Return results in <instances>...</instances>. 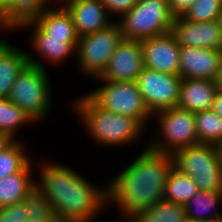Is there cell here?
Masks as SVG:
<instances>
[{
    "instance_id": "1",
    "label": "cell",
    "mask_w": 222,
    "mask_h": 222,
    "mask_svg": "<svg viewBox=\"0 0 222 222\" xmlns=\"http://www.w3.org/2000/svg\"><path fill=\"white\" fill-rule=\"evenodd\" d=\"M173 167L172 154L147 147L111 181L107 188V202L115 201L125 218L131 220L141 210L164 200L167 178Z\"/></svg>"
},
{
    "instance_id": "2",
    "label": "cell",
    "mask_w": 222,
    "mask_h": 222,
    "mask_svg": "<svg viewBox=\"0 0 222 222\" xmlns=\"http://www.w3.org/2000/svg\"><path fill=\"white\" fill-rule=\"evenodd\" d=\"M47 164V165H46ZM44 163L36 188L50 201L60 222H90L107 201V188L96 189L66 166Z\"/></svg>"
},
{
    "instance_id": "3",
    "label": "cell",
    "mask_w": 222,
    "mask_h": 222,
    "mask_svg": "<svg viewBox=\"0 0 222 222\" xmlns=\"http://www.w3.org/2000/svg\"><path fill=\"white\" fill-rule=\"evenodd\" d=\"M75 104L91 136L101 144L123 145L137 138L142 131L143 125L137 119L106 111L88 95Z\"/></svg>"
},
{
    "instance_id": "4",
    "label": "cell",
    "mask_w": 222,
    "mask_h": 222,
    "mask_svg": "<svg viewBox=\"0 0 222 222\" xmlns=\"http://www.w3.org/2000/svg\"><path fill=\"white\" fill-rule=\"evenodd\" d=\"M174 168L190 176L199 190L222 191V156L219 146L196 144L173 154Z\"/></svg>"
},
{
    "instance_id": "5",
    "label": "cell",
    "mask_w": 222,
    "mask_h": 222,
    "mask_svg": "<svg viewBox=\"0 0 222 222\" xmlns=\"http://www.w3.org/2000/svg\"><path fill=\"white\" fill-rule=\"evenodd\" d=\"M121 19L124 39L140 41L171 32L174 16L168 0H139Z\"/></svg>"
},
{
    "instance_id": "6",
    "label": "cell",
    "mask_w": 222,
    "mask_h": 222,
    "mask_svg": "<svg viewBox=\"0 0 222 222\" xmlns=\"http://www.w3.org/2000/svg\"><path fill=\"white\" fill-rule=\"evenodd\" d=\"M28 59L29 64L15 80L8 99L35 121L50 110V86L44 66L29 54Z\"/></svg>"
},
{
    "instance_id": "7",
    "label": "cell",
    "mask_w": 222,
    "mask_h": 222,
    "mask_svg": "<svg viewBox=\"0 0 222 222\" xmlns=\"http://www.w3.org/2000/svg\"><path fill=\"white\" fill-rule=\"evenodd\" d=\"M106 81L94 92L87 94L102 109L137 119L142 125L153 115L133 81ZM151 116V117H150Z\"/></svg>"
},
{
    "instance_id": "8",
    "label": "cell",
    "mask_w": 222,
    "mask_h": 222,
    "mask_svg": "<svg viewBox=\"0 0 222 222\" xmlns=\"http://www.w3.org/2000/svg\"><path fill=\"white\" fill-rule=\"evenodd\" d=\"M123 39L117 21L98 32L79 37L76 51L82 71L99 77Z\"/></svg>"
},
{
    "instance_id": "9",
    "label": "cell",
    "mask_w": 222,
    "mask_h": 222,
    "mask_svg": "<svg viewBox=\"0 0 222 222\" xmlns=\"http://www.w3.org/2000/svg\"><path fill=\"white\" fill-rule=\"evenodd\" d=\"M155 115H157L162 127L165 141L153 142L150 144L151 146H148L151 150L173 154L181 148L198 144L195 113L179 107H172L157 112Z\"/></svg>"
},
{
    "instance_id": "10",
    "label": "cell",
    "mask_w": 222,
    "mask_h": 222,
    "mask_svg": "<svg viewBox=\"0 0 222 222\" xmlns=\"http://www.w3.org/2000/svg\"><path fill=\"white\" fill-rule=\"evenodd\" d=\"M181 80L180 75L162 73L144 67L136 84L152 115L165 109L177 107Z\"/></svg>"
},
{
    "instance_id": "11",
    "label": "cell",
    "mask_w": 222,
    "mask_h": 222,
    "mask_svg": "<svg viewBox=\"0 0 222 222\" xmlns=\"http://www.w3.org/2000/svg\"><path fill=\"white\" fill-rule=\"evenodd\" d=\"M171 33L180 46L222 50L221 20L193 22L174 17Z\"/></svg>"
},
{
    "instance_id": "12",
    "label": "cell",
    "mask_w": 222,
    "mask_h": 222,
    "mask_svg": "<svg viewBox=\"0 0 222 222\" xmlns=\"http://www.w3.org/2000/svg\"><path fill=\"white\" fill-rule=\"evenodd\" d=\"M144 67L162 73L179 75L180 45L169 32L140 40Z\"/></svg>"
},
{
    "instance_id": "13",
    "label": "cell",
    "mask_w": 222,
    "mask_h": 222,
    "mask_svg": "<svg viewBox=\"0 0 222 222\" xmlns=\"http://www.w3.org/2000/svg\"><path fill=\"white\" fill-rule=\"evenodd\" d=\"M143 69L144 61L140 41L123 39L98 78L136 82Z\"/></svg>"
},
{
    "instance_id": "14",
    "label": "cell",
    "mask_w": 222,
    "mask_h": 222,
    "mask_svg": "<svg viewBox=\"0 0 222 222\" xmlns=\"http://www.w3.org/2000/svg\"><path fill=\"white\" fill-rule=\"evenodd\" d=\"M181 78L214 81L222 62V50L180 46Z\"/></svg>"
},
{
    "instance_id": "15",
    "label": "cell",
    "mask_w": 222,
    "mask_h": 222,
    "mask_svg": "<svg viewBox=\"0 0 222 222\" xmlns=\"http://www.w3.org/2000/svg\"><path fill=\"white\" fill-rule=\"evenodd\" d=\"M64 7L71 14L79 37L98 32L112 24L101 0H73Z\"/></svg>"
},
{
    "instance_id": "16",
    "label": "cell",
    "mask_w": 222,
    "mask_h": 222,
    "mask_svg": "<svg viewBox=\"0 0 222 222\" xmlns=\"http://www.w3.org/2000/svg\"><path fill=\"white\" fill-rule=\"evenodd\" d=\"M217 91L215 81L182 78L177 107L192 113L210 110Z\"/></svg>"
},
{
    "instance_id": "17",
    "label": "cell",
    "mask_w": 222,
    "mask_h": 222,
    "mask_svg": "<svg viewBox=\"0 0 222 222\" xmlns=\"http://www.w3.org/2000/svg\"><path fill=\"white\" fill-rule=\"evenodd\" d=\"M51 0H0V27L15 28L35 21ZM3 26V27H2Z\"/></svg>"
},
{
    "instance_id": "18",
    "label": "cell",
    "mask_w": 222,
    "mask_h": 222,
    "mask_svg": "<svg viewBox=\"0 0 222 222\" xmlns=\"http://www.w3.org/2000/svg\"><path fill=\"white\" fill-rule=\"evenodd\" d=\"M28 64L27 53L0 39V98H8L15 80Z\"/></svg>"
},
{
    "instance_id": "19",
    "label": "cell",
    "mask_w": 222,
    "mask_h": 222,
    "mask_svg": "<svg viewBox=\"0 0 222 222\" xmlns=\"http://www.w3.org/2000/svg\"><path fill=\"white\" fill-rule=\"evenodd\" d=\"M35 26L33 36V48L41 53L50 62L57 63L63 61L71 52H75L79 38H57L50 37L34 21L23 24L22 26Z\"/></svg>"
},
{
    "instance_id": "20",
    "label": "cell",
    "mask_w": 222,
    "mask_h": 222,
    "mask_svg": "<svg viewBox=\"0 0 222 222\" xmlns=\"http://www.w3.org/2000/svg\"><path fill=\"white\" fill-rule=\"evenodd\" d=\"M30 166L29 163L22 171L0 180V208L22 202L36 188L30 177Z\"/></svg>"
},
{
    "instance_id": "21",
    "label": "cell",
    "mask_w": 222,
    "mask_h": 222,
    "mask_svg": "<svg viewBox=\"0 0 222 222\" xmlns=\"http://www.w3.org/2000/svg\"><path fill=\"white\" fill-rule=\"evenodd\" d=\"M34 22L50 37L79 38L72 16L65 7L46 9Z\"/></svg>"
},
{
    "instance_id": "22",
    "label": "cell",
    "mask_w": 222,
    "mask_h": 222,
    "mask_svg": "<svg viewBox=\"0 0 222 222\" xmlns=\"http://www.w3.org/2000/svg\"><path fill=\"white\" fill-rule=\"evenodd\" d=\"M222 191H204L199 190L186 204H184L186 217L191 220L202 222H222V215L218 214L217 209L214 208L218 201H222ZM195 205V206H193ZM197 210H193V207ZM213 207V208H212ZM214 210V216H204L203 212ZM211 210V211H212ZM198 211L201 214L198 213Z\"/></svg>"
},
{
    "instance_id": "23",
    "label": "cell",
    "mask_w": 222,
    "mask_h": 222,
    "mask_svg": "<svg viewBox=\"0 0 222 222\" xmlns=\"http://www.w3.org/2000/svg\"><path fill=\"white\" fill-rule=\"evenodd\" d=\"M198 191V185L190 176L179 172L173 167L167 178L164 200L184 205Z\"/></svg>"
},
{
    "instance_id": "24",
    "label": "cell",
    "mask_w": 222,
    "mask_h": 222,
    "mask_svg": "<svg viewBox=\"0 0 222 222\" xmlns=\"http://www.w3.org/2000/svg\"><path fill=\"white\" fill-rule=\"evenodd\" d=\"M184 205L162 200L141 210L130 222H186Z\"/></svg>"
},
{
    "instance_id": "25",
    "label": "cell",
    "mask_w": 222,
    "mask_h": 222,
    "mask_svg": "<svg viewBox=\"0 0 222 222\" xmlns=\"http://www.w3.org/2000/svg\"><path fill=\"white\" fill-rule=\"evenodd\" d=\"M198 144H222V117L214 110L195 113Z\"/></svg>"
},
{
    "instance_id": "26",
    "label": "cell",
    "mask_w": 222,
    "mask_h": 222,
    "mask_svg": "<svg viewBox=\"0 0 222 222\" xmlns=\"http://www.w3.org/2000/svg\"><path fill=\"white\" fill-rule=\"evenodd\" d=\"M30 121L32 118L24 110L8 98H0V132L14 139L15 130Z\"/></svg>"
},
{
    "instance_id": "27",
    "label": "cell",
    "mask_w": 222,
    "mask_h": 222,
    "mask_svg": "<svg viewBox=\"0 0 222 222\" xmlns=\"http://www.w3.org/2000/svg\"><path fill=\"white\" fill-rule=\"evenodd\" d=\"M22 202L28 220L47 222L56 218L50 201L37 188L27 195Z\"/></svg>"
},
{
    "instance_id": "28",
    "label": "cell",
    "mask_w": 222,
    "mask_h": 222,
    "mask_svg": "<svg viewBox=\"0 0 222 222\" xmlns=\"http://www.w3.org/2000/svg\"><path fill=\"white\" fill-rule=\"evenodd\" d=\"M16 140L0 153V180L22 171L31 161L24 154V147Z\"/></svg>"
},
{
    "instance_id": "29",
    "label": "cell",
    "mask_w": 222,
    "mask_h": 222,
    "mask_svg": "<svg viewBox=\"0 0 222 222\" xmlns=\"http://www.w3.org/2000/svg\"><path fill=\"white\" fill-rule=\"evenodd\" d=\"M222 0H196L183 17L193 22L220 20Z\"/></svg>"
},
{
    "instance_id": "30",
    "label": "cell",
    "mask_w": 222,
    "mask_h": 222,
    "mask_svg": "<svg viewBox=\"0 0 222 222\" xmlns=\"http://www.w3.org/2000/svg\"><path fill=\"white\" fill-rule=\"evenodd\" d=\"M27 220L23 202L0 208V222H26Z\"/></svg>"
},
{
    "instance_id": "31",
    "label": "cell",
    "mask_w": 222,
    "mask_h": 222,
    "mask_svg": "<svg viewBox=\"0 0 222 222\" xmlns=\"http://www.w3.org/2000/svg\"><path fill=\"white\" fill-rule=\"evenodd\" d=\"M139 0H101L107 12L123 15L128 12Z\"/></svg>"
},
{
    "instance_id": "32",
    "label": "cell",
    "mask_w": 222,
    "mask_h": 222,
    "mask_svg": "<svg viewBox=\"0 0 222 222\" xmlns=\"http://www.w3.org/2000/svg\"><path fill=\"white\" fill-rule=\"evenodd\" d=\"M196 0H168L169 10L174 17L183 16Z\"/></svg>"
},
{
    "instance_id": "33",
    "label": "cell",
    "mask_w": 222,
    "mask_h": 222,
    "mask_svg": "<svg viewBox=\"0 0 222 222\" xmlns=\"http://www.w3.org/2000/svg\"><path fill=\"white\" fill-rule=\"evenodd\" d=\"M212 110L222 117V90H218L213 101Z\"/></svg>"
},
{
    "instance_id": "34",
    "label": "cell",
    "mask_w": 222,
    "mask_h": 222,
    "mask_svg": "<svg viewBox=\"0 0 222 222\" xmlns=\"http://www.w3.org/2000/svg\"><path fill=\"white\" fill-rule=\"evenodd\" d=\"M15 139H12L8 134L0 132V153L9 147Z\"/></svg>"
},
{
    "instance_id": "35",
    "label": "cell",
    "mask_w": 222,
    "mask_h": 222,
    "mask_svg": "<svg viewBox=\"0 0 222 222\" xmlns=\"http://www.w3.org/2000/svg\"><path fill=\"white\" fill-rule=\"evenodd\" d=\"M214 81L216 86L218 87V90H222V62Z\"/></svg>"
},
{
    "instance_id": "36",
    "label": "cell",
    "mask_w": 222,
    "mask_h": 222,
    "mask_svg": "<svg viewBox=\"0 0 222 222\" xmlns=\"http://www.w3.org/2000/svg\"><path fill=\"white\" fill-rule=\"evenodd\" d=\"M26 222H35L33 220H27ZM38 222V221H36ZM47 222H60L57 218H55L53 221H47Z\"/></svg>"
},
{
    "instance_id": "37",
    "label": "cell",
    "mask_w": 222,
    "mask_h": 222,
    "mask_svg": "<svg viewBox=\"0 0 222 222\" xmlns=\"http://www.w3.org/2000/svg\"><path fill=\"white\" fill-rule=\"evenodd\" d=\"M186 222H202V221H196V220H191L187 218Z\"/></svg>"
},
{
    "instance_id": "38",
    "label": "cell",
    "mask_w": 222,
    "mask_h": 222,
    "mask_svg": "<svg viewBox=\"0 0 222 222\" xmlns=\"http://www.w3.org/2000/svg\"><path fill=\"white\" fill-rule=\"evenodd\" d=\"M219 147H220V150H221V156H222V144H221Z\"/></svg>"
}]
</instances>
